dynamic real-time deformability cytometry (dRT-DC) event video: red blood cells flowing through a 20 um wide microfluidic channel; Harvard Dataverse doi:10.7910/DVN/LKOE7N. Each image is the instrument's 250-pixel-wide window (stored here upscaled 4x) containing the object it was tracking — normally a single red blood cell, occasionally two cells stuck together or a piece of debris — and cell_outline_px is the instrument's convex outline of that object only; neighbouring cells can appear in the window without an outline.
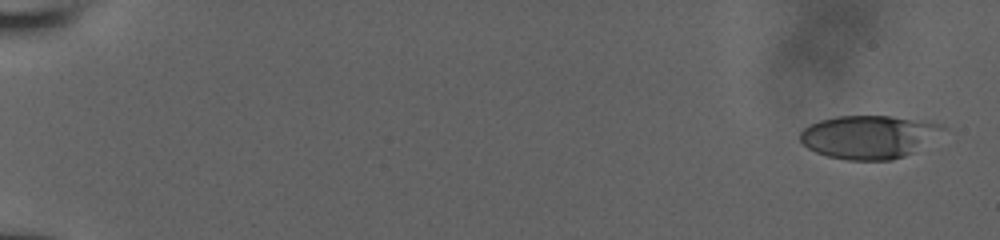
{"species": "human", "species_latin": "Homo sapiens", "temperature_condition": "room temperature", "stored_images_in_passage": 9, "camera_frame_rate_fps": 3000, "um_per_image_px": 0.085, "donor": {"sex": "male"}, "frame": {"image": 1, "passage_image": 1, "time_ms": 0.0, "image_size_px": [1000, 240], "cell_outline_px": [[948, 128], [912, 152], [904, 156], [892, 160], [848, 160], [828, 156], [816, 152], [808, 148], [800, 140], [800, 132], [808, 124], [820, 120], [836, 116], [892, 116], [928, 120], [944, 124]], "centroid_in_image_um": [73.86, 11.61], "position_along_channel_um": 11.1, "area_um2": 36.07}}
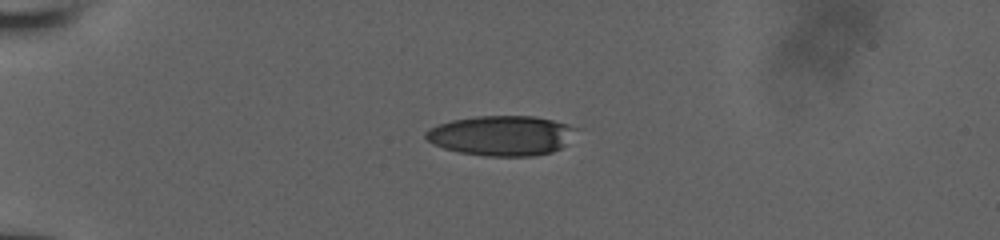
{"frame": {"image": 2, "passage_image": 6, "time_ms": 4.667, "image_size_px": [1000, 240], "cell_outline_px": [[580, 128], [560, 148], [552, 152], [532, 156], [484, 156], [460, 152], [444, 148], [432, 144], [424, 136], [424, 132], [428, 128], [452, 120], [476, 116], [536, 116], [568, 124]], "centroid_in_image_um": [42.62, 11.52], "position_along_channel_um": 42.4, "area_um2": 35.08}}
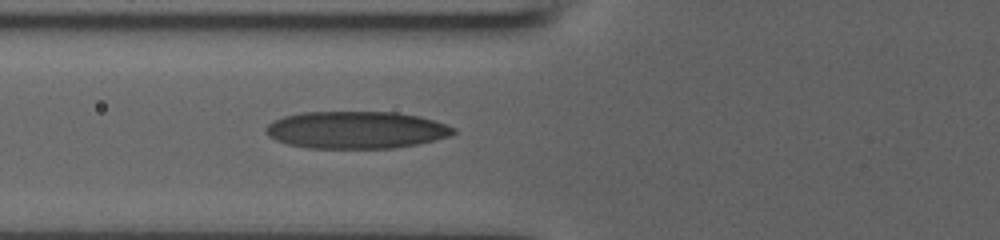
{"frame": {"image": 3, "passage_image": 9, "time_ms": 7.333, "image_size_px": [1000, 240], "cell_outline_px": [[456, 132], [452, 136], [416, 144], [392, 148], [308, 148], [288, 144], [276, 140], [268, 136], [264, 132], [264, 128], [272, 120], [284, 116], [300, 112], [396, 112], [420, 116], [456, 128]], "centroid_in_image_um": [30.24, 11.04], "position_along_channel_um": 95.6, "area_um2": 40.92}}